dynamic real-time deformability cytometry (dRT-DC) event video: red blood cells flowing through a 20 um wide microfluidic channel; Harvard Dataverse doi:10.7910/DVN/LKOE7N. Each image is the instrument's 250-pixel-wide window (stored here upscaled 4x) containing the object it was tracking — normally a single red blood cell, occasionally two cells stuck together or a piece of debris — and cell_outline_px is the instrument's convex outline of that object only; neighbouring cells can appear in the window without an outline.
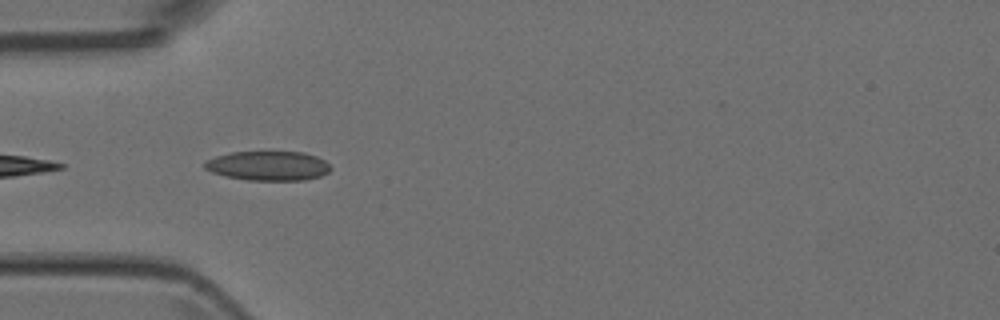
{"species": "Egyptian fruit bat (a non-hibernating species)", "species_latin": "Rousettus aegyptiacus", "temperature_condition": "room temperature", "stored_images_in_passage": 4, "camera_frame_rate_fps": 3000, "um_per_image_px": 0.085, "animal": {"sex": "female"}, "frame": {"image": 1, "passage_image": 2, "time_ms": 0.333, "image_size_px": [1000, 320], "cell_outline_px": [[332, 168], [328, 172], [320, 176], [304, 180], [248, 180], [224, 176], [212, 172], [204, 168], [204, 160], [216, 156], [232, 152], [304, 152], [316, 156], [324, 160]], "centroid_in_image_um": [22.78, 14.09], "position_along_channel_um": 62.2, "area_um2": 21.62}}